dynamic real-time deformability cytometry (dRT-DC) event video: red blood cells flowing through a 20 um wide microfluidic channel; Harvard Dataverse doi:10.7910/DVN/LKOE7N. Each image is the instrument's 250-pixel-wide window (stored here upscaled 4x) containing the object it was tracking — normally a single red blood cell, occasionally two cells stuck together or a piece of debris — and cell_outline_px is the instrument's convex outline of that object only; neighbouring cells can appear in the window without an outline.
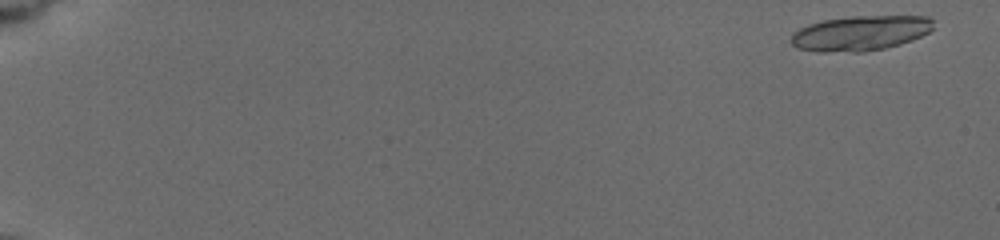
{"species": "common noctule bat (a hibernating species)", "species_latin": "Nyctalus noctula", "temperature_condition": "cold", "stored_images_in_passage": 9, "camera_frame_rate_fps": 3000, "um_per_image_px": 0.085, "animal": {"sex": "female", "body_mass_g": 19.5, "forearm_length_mm": 54.1}, "frame": {"image": 1, "passage_image": 1, "time_ms": 0.0, "image_size_px": [1000, 240], "cell_outline_px": [[932, 28], [928, 32], [912, 40], [900, 44], [884, 48], [864, 52], [816, 52], [796, 48], [788, 40], [792, 32], [808, 24], [824, 20], [852, 16], [928, 16], [932, 20]], "centroid_in_image_um": [73.06, 2.83], "position_along_channel_um": 11.9, "area_um2": 29.25}}